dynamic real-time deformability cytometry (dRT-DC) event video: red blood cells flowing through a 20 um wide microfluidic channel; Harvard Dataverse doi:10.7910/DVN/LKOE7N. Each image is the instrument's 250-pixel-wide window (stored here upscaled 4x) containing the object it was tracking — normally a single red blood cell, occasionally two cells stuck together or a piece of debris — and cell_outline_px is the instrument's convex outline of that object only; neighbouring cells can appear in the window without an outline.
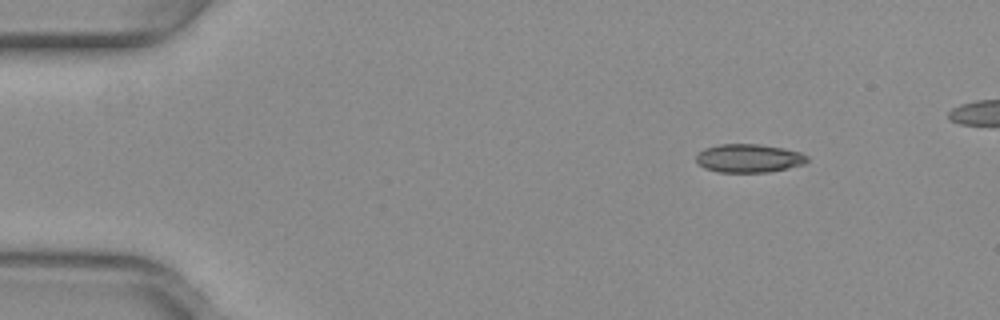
{"species": "common noctule bat (a hibernating species)", "species_latin": "Nyctalus noctula", "temperature_condition": "warm", "stored_images_in_passage": 49, "camera_frame_rate_fps": 3000, "um_per_image_px": 0.085, "animal": {"sex": "female", "body_mass_g": 29.2, "forearm_length_mm": 56.3}, "frame": {"image": 1, "passage_image": 6, "time_ms": 1.667, "image_size_px": [1000, 320], "cell_outline_px": [[808, 160], [804, 164], [788, 168], [768, 172], [720, 172], [704, 168], [696, 160], [696, 156], [704, 148], [720, 144], [760, 144], [784, 148], [800, 152], [808, 156]], "centroid_in_image_um": [63.67, 13.45], "position_along_channel_um": 21.3, "area_um2": 18.38}}
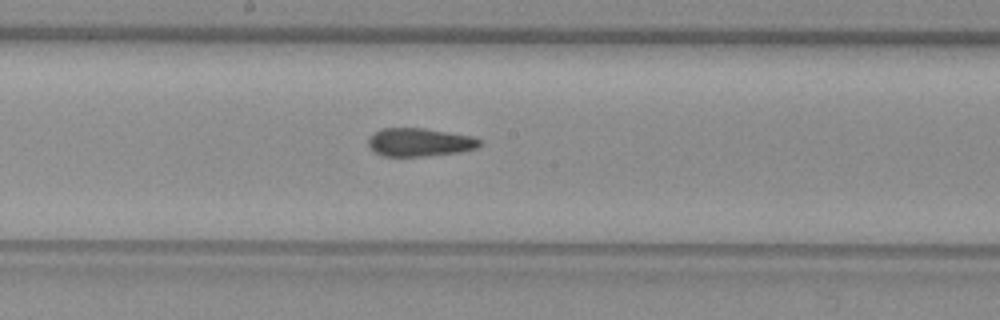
{"frame": {"image": 2, "passage_image": 27, "time_ms": 8.667, "image_size_px": [1000, 320], "cell_outline_px": [[480, 144], [476, 148], [460, 152], [424, 156], [384, 156], [376, 152], [368, 144], [368, 140], [376, 132], [384, 128], [424, 128], [472, 136], [480, 140]], "centroid_in_image_um": [35.69, 12.09], "position_along_channel_um": 212.5, "area_um2": 18.03}}
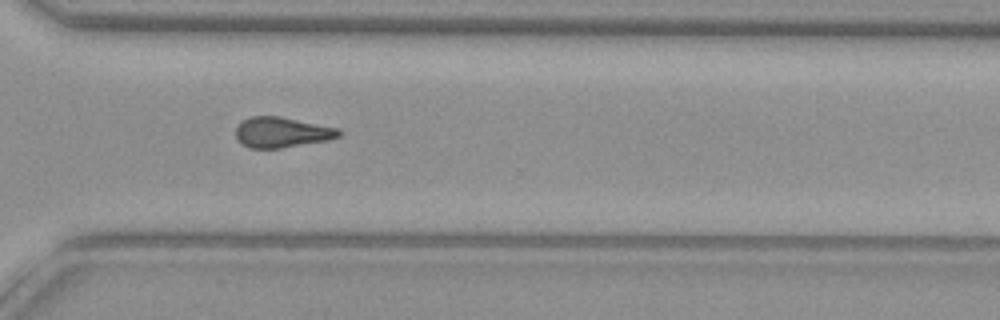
{"frame": {"image": 3, "passage_image": 37, "time_ms": 12.0, "image_size_px": [1000, 320], "cell_outline_px": [[340, 136], [328, 140], [280, 148], [248, 148], [236, 136], [236, 128], [248, 116], [280, 116], [336, 128], [340, 132]], "centroid_in_image_um": [23.93, 11.24], "position_along_channel_um": 346.7, "area_um2": 17.92}}